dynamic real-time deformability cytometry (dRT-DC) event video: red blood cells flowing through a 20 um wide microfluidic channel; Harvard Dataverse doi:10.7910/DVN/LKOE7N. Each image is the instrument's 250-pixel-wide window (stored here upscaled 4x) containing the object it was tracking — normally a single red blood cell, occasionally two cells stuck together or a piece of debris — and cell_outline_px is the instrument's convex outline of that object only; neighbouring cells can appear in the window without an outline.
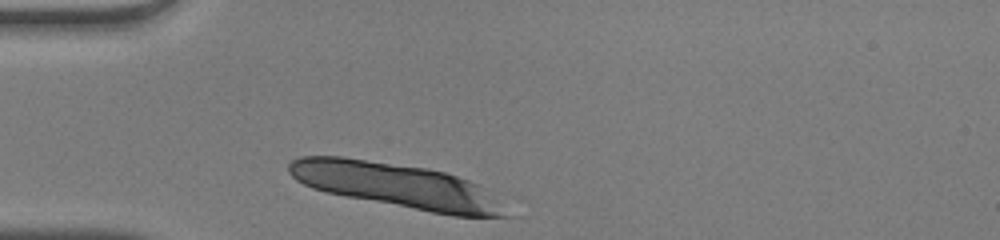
{"species": "human", "species_latin": "Homo sapiens", "temperature_condition": "warm", "stored_images_in_passage": 14, "camera_frame_rate_fps": 3000, "um_per_image_px": 0.085, "donor": {"sex": "male"}, "frame": {"image": 1, "passage_image": 1, "time_ms": 0.0, "image_size_px": [1000, 240], "cell_outline_px": [[520, 216], [452, 216], [344, 196], [312, 188], [296, 180], [288, 172], [288, 164], [292, 160], [300, 156], [340, 156], [428, 168], [444, 172], [480, 184]], "centroid_in_image_um": [33.82, 15.79], "position_along_channel_um": 51.2, "area_um2": 57.05}}
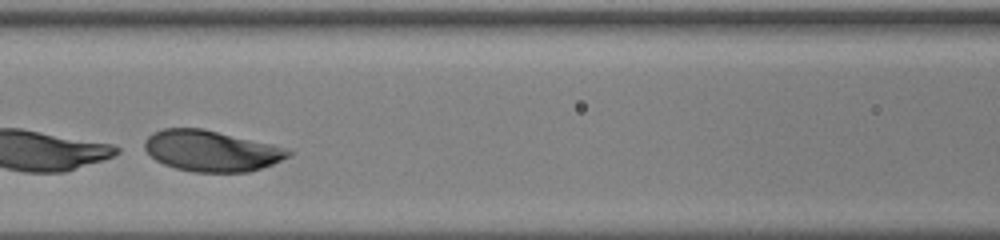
{"frame": {"image": 2, "passage_image": 10, "time_ms": 3.0, "image_size_px": [1000, 240], "cell_outline_px": [[292, 152], [288, 156], [272, 164], [248, 172], [192, 172], [176, 168], [164, 164], [156, 160], [144, 148], [144, 140], [152, 132], [164, 128], [204, 128], [272, 144], [284, 148]], "centroid_in_image_um": [17.92, 12.81], "position_along_channel_um": 148.7, "area_um2": 34.16}}